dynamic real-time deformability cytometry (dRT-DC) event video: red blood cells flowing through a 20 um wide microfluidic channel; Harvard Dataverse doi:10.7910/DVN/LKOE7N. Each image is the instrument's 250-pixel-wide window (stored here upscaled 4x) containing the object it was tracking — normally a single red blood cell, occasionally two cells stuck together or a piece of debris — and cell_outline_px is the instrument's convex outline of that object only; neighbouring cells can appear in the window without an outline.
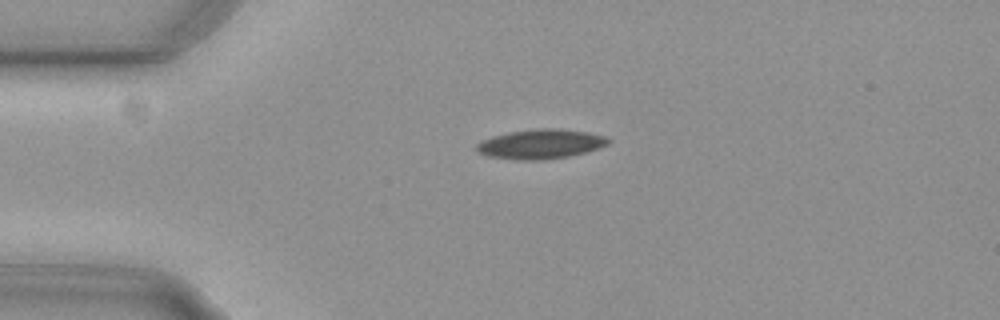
{"species": "common noctule bat (a hibernating species)", "species_latin": "Nyctalus noctula", "temperature_condition": "cold", "stored_images_in_passage": 38, "camera_frame_rate_fps": 3000, "um_per_image_px": 0.085, "animal": {"sex": "female", "body_mass_g": 29.2, "forearm_length_mm": 56.3}, "frame": {"image": 1, "passage_image": 2, "time_ms": 0.333, "image_size_px": [1000, 320], "cell_outline_px": [[612, 140], [608, 144], [584, 152], [568, 156], [544, 160], [516, 160], [488, 156], [480, 152], [476, 148], [476, 144], [480, 140], [492, 136], [508, 132], [540, 128], [556, 128], [588, 132], [604, 136]], "centroid_in_image_um": [45.92, 12.24], "position_along_channel_um": 39.1, "area_um2": 22.6}}
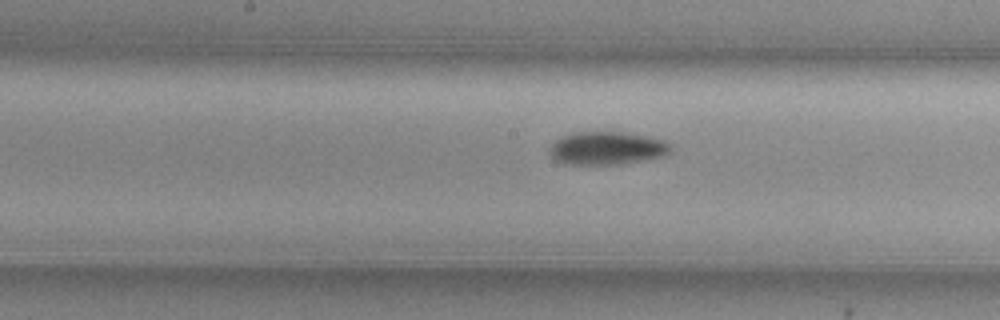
{"frame": {"image": 2, "passage_image": 17, "time_ms": 5.333, "image_size_px": [1000, 320], "cell_outline_px": [[672, 148], [664, 156], [644, 160], [620, 164], [564, 164], [552, 160], [548, 152], [548, 148], [560, 136], [576, 132], [620, 132], [644, 136], [664, 140], [672, 144]], "centroid_in_image_um": [51.53, 12.6], "position_along_channel_um": 196.7, "area_um2": 23.47}}
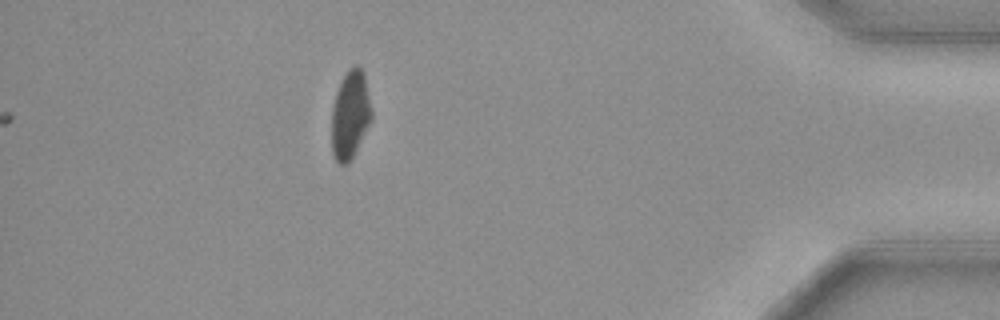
{"frame": {"image": 3, "passage_image": 38, "time_ms": 12.333, "image_size_px": [1000, 320], "cell_outline_px": [[372, 120], [352, 156], [344, 164], [340, 164], [336, 160], [332, 152], [332, 108], [336, 92], [348, 68], [356, 64], [364, 72], [372, 112]], "centroid_in_image_um": [29.77, 9.71], "position_along_channel_um": 405.4, "area_um2": 20.23}, "authors_computed_cell_mechanics": {"area_um2": 22.2241, "velocity_mm_per_s": 3.7301, "shape_relaxation_time_tau1_ms": 4.3397, "shape_relaxation_time_tau2_ms": null, "deformation_change_tau1": 0.128, "deformation_change_tau2": null}}